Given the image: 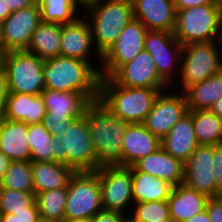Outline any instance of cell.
<instances>
[{
  "mask_svg": "<svg viewBox=\"0 0 222 222\" xmlns=\"http://www.w3.org/2000/svg\"><path fill=\"white\" fill-rule=\"evenodd\" d=\"M83 115L98 162L122 166L123 135L130 123L113 115L99 100L90 102Z\"/></svg>",
  "mask_w": 222,
  "mask_h": 222,
  "instance_id": "6da1fadb",
  "label": "cell"
},
{
  "mask_svg": "<svg viewBox=\"0 0 222 222\" xmlns=\"http://www.w3.org/2000/svg\"><path fill=\"white\" fill-rule=\"evenodd\" d=\"M45 88L59 92L76 91L90 102L99 98L100 73L88 62L57 56L44 61Z\"/></svg>",
  "mask_w": 222,
  "mask_h": 222,
  "instance_id": "7a4b0ae2",
  "label": "cell"
},
{
  "mask_svg": "<svg viewBox=\"0 0 222 222\" xmlns=\"http://www.w3.org/2000/svg\"><path fill=\"white\" fill-rule=\"evenodd\" d=\"M167 89L123 87L111 77H100L98 100L116 117L143 123L160 92Z\"/></svg>",
  "mask_w": 222,
  "mask_h": 222,
  "instance_id": "3957f363",
  "label": "cell"
},
{
  "mask_svg": "<svg viewBox=\"0 0 222 222\" xmlns=\"http://www.w3.org/2000/svg\"><path fill=\"white\" fill-rule=\"evenodd\" d=\"M82 12L89 23L94 46L101 56L134 18L132 0H95Z\"/></svg>",
  "mask_w": 222,
  "mask_h": 222,
  "instance_id": "277c9868",
  "label": "cell"
},
{
  "mask_svg": "<svg viewBox=\"0 0 222 222\" xmlns=\"http://www.w3.org/2000/svg\"><path fill=\"white\" fill-rule=\"evenodd\" d=\"M53 162L68 165L75 172H93L102 165L98 162L91 134L84 115L74 119L61 136H53Z\"/></svg>",
  "mask_w": 222,
  "mask_h": 222,
  "instance_id": "5b68a950",
  "label": "cell"
},
{
  "mask_svg": "<svg viewBox=\"0 0 222 222\" xmlns=\"http://www.w3.org/2000/svg\"><path fill=\"white\" fill-rule=\"evenodd\" d=\"M173 35L183 46L222 40V4H205L177 11Z\"/></svg>",
  "mask_w": 222,
  "mask_h": 222,
  "instance_id": "8992f818",
  "label": "cell"
},
{
  "mask_svg": "<svg viewBox=\"0 0 222 222\" xmlns=\"http://www.w3.org/2000/svg\"><path fill=\"white\" fill-rule=\"evenodd\" d=\"M221 70L222 40L187 44L182 49L178 80L171 88L183 92Z\"/></svg>",
  "mask_w": 222,
  "mask_h": 222,
  "instance_id": "52a82bcc",
  "label": "cell"
},
{
  "mask_svg": "<svg viewBox=\"0 0 222 222\" xmlns=\"http://www.w3.org/2000/svg\"><path fill=\"white\" fill-rule=\"evenodd\" d=\"M44 60L26 50L7 51L3 69L9 93L39 95L45 89Z\"/></svg>",
  "mask_w": 222,
  "mask_h": 222,
  "instance_id": "ba28073f",
  "label": "cell"
},
{
  "mask_svg": "<svg viewBox=\"0 0 222 222\" xmlns=\"http://www.w3.org/2000/svg\"><path fill=\"white\" fill-rule=\"evenodd\" d=\"M98 169L75 172L71 177L65 203V219L90 220L103 209Z\"/></svg>",
  "mask_w": 222,
  "mask_h": 222,
  "instance_id": "9c48e42d",
  "label": "cell"
},
{
  "mask_svg": "<svg viewBox=\"0 0 222 222\" xmlns=\"http://www.w3.org/2000/svg\"><path fill=\"white\" fill-rule=\"evenodd\" d=\"M98 177L103 209L120 212L128 216L134 203L132 167L102 165L98 169Z\"/></svg>",
  "mask_w": 222,
  "mask_h": 222,
  "instance_id": "30bf717a",
  "label": "cell"
},
{
  "mask_svg": "<svg viewBox=\"0 0 222 222\" xmlns=\"http://www.w3.org/2000/svg\"><path fill=\"white\" fill-rule=\"evenodd\" d=\"M183 45L173 32L147 30L144 50L154 58L159 76L172 87L178 80Z\"/></svg>",
  "mask_w": 222,
  "mask_h": 222,
  "instance_id": "8fae6325",
  "label": "cell"
},
{
  "mask_svg": "<svg viewBox=\"0 0 222 222\" xmlns=\"http://www.w3.org/2000/svg\"><path fill=\"white\" fill-rule=\"evenodd\" d=\"M146 33V27L133 18L102 56L100 77H111L122 65L133 60L144 50Z\"/></svg>",
  "mask_w": 222,
  "mask_h": 222,
  "instance_id": "7c38bea8",
  "label": "cell"
},
{
  "mask_svg": "<svg viewBox=\"0 0 222 222\" xmlns=\"http://www.w3.org/2000/svg\"><path fill=\"white\" fill-rule=\"evenodd\" d=\"M187 113L183 92L169 88L159 93L142 124L161 140Z\"/></svg>",
  "mask_w": 222,
  "mask_h": 222,
  "instance_id": "4fadbf2b",
  "label": "cell"
},
{
  "mask_svg": "<svg viewBox=\"0 0 222 222\" xmlns=\"http://www.w3.org/2000/svg\"><path fill=\"white\" fill-rule=\"evenodd\" d=\"M60 56L86 61L100 73L102 56L94 46L89 23L83 15L72 23L61 25Z\"/></svg>",
  "mask_w": 222,
  "mask_h": 222,
  "instance_id": "5bb4252c",
  "label": "cell"
},
{
  "mask_svg": "<svg viewBox=\"0 0 222 222\" xmlns=\"http://www.w3.org/2000/svg\"><path fill=\"white\" fill-rule=\"evenodd\" d=\"M41 22L37 2L12 12L1 22L0 47L5 51L26 50L32 34Z\"/></svg>",
  "mask_w": 222,
  "mask_h": 222,
  "instance_id": "9a60e30c",
  "label": "cell"
},
{
  "mask_svg": "<svg viewBox=\"0 0 222 222\" xmlns=\"http://www.w3.org/2000/svg\"><path fill=\"white\" fill-rule=\"evenodd\" d=\"M111 78L123 87L171 88L158 74L154 58L142 50L133 60L122 65Z\"/></svg>",
  "mask_w": 222,
  "mask_h": 222,
  "instance_id": "2e32d148",
  "label": "cell"
},
{
  "mask_svg": "<svg viewBox=\"0 0 222 222\" xmlns=\"http://www.w3.org/2000/svg\"><path fill=\"white\" fill-rule=\"evenodd\" d=\"M213 145H198L193 154L184 163L183 183L208 198L219 196L215 187L212 169Z\"/></svg>",
  "mask_w": 222,
  "mask_h": 222,
  "instance_id": "e0dca14e",
  "label": "cell"
},
{
  "mask_svg": "<svg viewBox=\"0 0 222 222\" xmlns=\"http://www.w3.org/2000/svg\"><path fill=\"white\" fill-rule=\"evenodd\" d=\"M133 17L147 30L173 32L176 21L174 0H132Z\"/></svg>",
  "mask_w": 222,
  "mask_h": 222,
  "instance_id": "ac0fdd59",
  "label": "cell"
},
{
  "mask_svg": "<svg viewBox=\"0 0 222 222\" xmlns=\"http://www.w3.org/2000/svg\"><path fill=\"white\" fill-rule=\"evenodd\" d=\"M161 147V140L142 123L129 124L123 135L122 166L132 167Z\"/></svg>",
  "mask_w": 222,
  "mask_h": 222,
  "instance_id": "d6986e66",
  "label": "cell"
},
{
  "mask_svg": "<svg viewBox=\"0 0 222 222\" xmlns=\"http://www.w3.org/2000/svg\"><path fill=\"white\" fill-rule=\"evenodd\" d=\"M132 167L136 171L164 179L174 186L182 184L184 181V163L172 157L162 147L141 158Z\"/></svg>",
  "mask_w": 222,
  "mask_h": 222,
  "instance_id": "ffe728a7",
  "label": "cell"
},
{
  "mask_svg": "<svg viewBox=\"0 0 222 222\" xmlns=\"http://www.w3.org/2000/svg\"><path fill=\"white\" fill-rule=\"evenodd\" d=\"M46 107V114L50 118L77 119L85 112L90 101L76 91L59 92L44 89L41 92Z\"/></svg>",
  "mask_w": 222,
  "mask_h": 222,
  "instance_id": "44dd1931",
  "label": "cell"
},
{
  "mask_svg": "<svg viewBox=\"0 0 222 222\" xmlns=\"http://www.w3.org/2000/svg\"><path fill=\"white\" fill-rule=\"evenodd\" d=\"M192 115L188 112L161 139V147L172 157L185 163L198 147Z\"/></svg>",
  "mask_w": 222,
  "mask_h": 222,
  "instance_id": "7402d4cb",
  "label": "cell"
},
{
  "mask_svg": "<svg viewBox=\"0 0 222 222\" xmlns=\"http://www.w3.org/2000/svg\"><path fill=\"white\" fill-rule=\"evenodd\" d=\"M46 107L41 94L8 93L5 99V119L25 124L42 123Z\"/></svg>",
  "mask_w": 222,
  "mask_h": 222,
  "instance_id": "603a6c76",
  "label": "cell"
},
{
  "mask_svg": "<svg viewBox=\"0 0 222 222\" xmlns=\"http://www.w3.org/2000/svg\"><path fill=\"white\" fill-rule=\"evenodd\" d=\"M28 124L4 119L0 123V151L11 161H31Z\"/></svg>",
  "mask_w": 222,
  "mask_h": 222,
  "instance_id": "cb8c5ba5",
  "label": "cell"
},
{
  "mask_svg": "<svg viewBox=\"0 0 222 222\" xmlns=\"http://www.w3.org/2000/svg\"><path fill=\"white\" fill-rule=\"evenodd\" d=\"M170 219L183 222L206 209L208 197L184 183L174 186L168 198Z\"/></svg>",
  "mask_w": 222,
  "mask_h": 222,
  "instance_id": "d4e9b609",
  "label": "cell"
},
{
  "mask_svg": "<svg viewBox=\"0 0 222 222\" xmlns=\"http://www.w3.org/2000/svg\"><path fill=\"white\" fill-rule=\"evenodd\" d=\"M75 171L57 162H32V179L35 195L53 189L67 188Z\"/></svg>",
  "mask_w": 222,
  "mask_h": 222,
  "instance_id": "484cf974",
  "label": "cell"
},
{
  "mask_svg": "<svg viewBox=\"0 0 222 222\" xmlns=\"http://www.w3.org/2000/svg\"><path fill=\"white\" fill-rule=\"evenodd\" d=\"M173 189L174 185L170 182L136 171L132 167V197L134 203L168 200Z\"/></svg>",
  "mask_w": 222,
  "mask_h": 222,
  "instance_id": "4316f807",
  "label": "cell"
},
{
  "mask_svg": "<svg viewBox=\"0 0 222 222\" xmlns=\"http://www.w3.org/2000/svg\"><path fill=\"white\" fill-rule=\"evenodd\" d=\"M183 94L188 111L209 110L222 98V70L199 83L188 86Z\"/></svg>",
  "mask_w": 222,
  "mask_h": 222,
  "instance_id": "83f0119b",
  "label": "cell"
},
{
  "mask_svg": "<svg viewBox=\"0 0 222 222\" xmlns=\"http://www.w3.org/2000/svg\"><path fill=\"white\" fill-rule=\"evenodd\" d=\"M61 24L41 21L34 30L26 51L42 60L60 56Z\"/></svg>",
  "mask_w": 222,
  "mask_h": 222,
  "instance_id": "f1b7e54d",
  "label": "cell"
},
{
  "mask_svg": "<svg viewBox=\"0 0 222 222\" xmlns=\"http://www.w3.org/2000/svg\"><path fill=\"white\" fill-rule=\"evenodd\" d=\"M199 145H222V119L210 110L188 111Z\"/></svg>",
  "mask_w": 222,
  "mask_h": 222,
  "instance_id": "f546056e",
  "label": "cell"
},
{
  "mask_svg": "<svg viewBox=\"0 0 222 222\" xmlns=\"http://www.w3.org/2000/svg\"><path fill=\"white\" fill-rule=\"evenodd\" d=\"M41 21L57 24H69L77 20L83 11L74 0H36Z\"/></svg>",
  "mask_w": 222,
  "mask_h": 222,
  "instance_id": "4dcf8cb0",
  "label": "cell"
},
{
  "mask_svg": "<svg viewBox=\"0 0 222 222\" xmlns=\"http://www.w3.org/2000/svg\"><path fill=\"white\" fill-rule=\"evenodd\" d=\"M27 142L31 151V162L53 161V136L42 124H28Z\"/></svg>",
  "mask_w": 222,
  "mask_h": 222,
  "instance_id": "1f68e13d",
  "label": "cell"
},
{
  "mask_svg": "<svg viewBox=\"0 0 222 222\" xmlns=\"http://www.w3.org/2000/svg\"><path fill=\"white\" fill-rule=\"evenodd\" d=\"M66 196L67 188L37 193L35 201L40 217L56 222H63L65 220Z\"/></svg>",
  "mask_w": 222,
  "mask_h": 222,
  "instance_id": "d6a6232c",
  "label": "cell"
},
{
  "mask_svg": "<svg viewBox=\"0 0 222 222\" xmlns=\"http://www.w3.org/2000/svg\"><path fill=\"white\" fill-rule=\"evenodd\" d=\"M0 188L34 192L31 161H10Z\"/></svg>",
  "mask_w": 222,
  "mask_h": 222,
  "instance_id": "836d02e7",
  "label": "cell"
},
{
  "mask_svg": "<svg viewBox=\"0 0 222 222\" xmlns=\"http://www.w3.org/2000/svg\"><path fill=\"white\" fill-rule=\"evenodd\" d=\"M128 222H162L170 219L168 201L133 203Z\"/></svg>",
  "mask_w": 222,
  "mask_h": 222,
  "instance_id": "e575fe53",
  "label": "cell"
},
{
  "mask_svg": "<svg viewBox=\"0 0 222 222\" xmlns=\"http://www.w3.org/2000/svg\"><path fill=\"white\" fill-rule=\"evenodd\" d=\"M35 202L34 192L0 188V214L26 211Z\"/></svg>",
  "mask_w": 222,
  "mask_h": 222,
  "instance_id": "d590c367",
  "label": "cell"
},
{
  "mask_svg": "<svg viewBox=\"0 0 222 222\" xmlns=\"http://www.w3.org/2000/svg\"><path fill=\"white\" fill-rule=\"evenodd\" d=\"M40 218L36 201L26 211L0 214V222H37Z\"/></svg>",
  "mask_w": 222,
  "mask_h": 222,
  "instance_id": "8d00e7d4",
  "label": "cell"
},
{
  "mask_svg": "<svg viewBox=\"0 0 222 222\" xmlns=\"http://www.w3.org/2000/svg\"><path fill=\"white\" fill-rule=\"evenodd\" d=\"M74 119H57L50 118L47 114L45 115L42 124L48 129L52 136H61L65 134L71 122Z\"/></svg>",
  "mask_w": 222,
  "mask_h": 222,
  "instance_id": "74e56055",
  "label": "cell"
},
{
  "mask_svg": "<svg viewBox=\"0 0 222 222\" xmlns=\"http://www.w3.org/2000/svg\"><path fill=\"white\" fill-rule=\"evenodd\" d=\"M212 169L213 179L216 189L220 192L222 189V145H213V163Z\"/></svg>",
  "mask_w": 222,
  "mask_h": 222,
  "instance_id": "f35d334b",
  "label": "cell"
},
{
  "mask_svg": "<svg viewBox=\"0 0 222 222\" xmlns=\"http://www.w3.org/2000/svg\"><path fill=\"white\" fill-rule=\"evenodd\" d=\"M91 222H128L125 214L102 209L97 212L91 219Z\"/></svg>",
  "mask_w": 222,
  "mask_h": 222,
  "instance_id": "ab89813d",
  "label": "cell"
},
{
  "mask_svg": "<svg viewBox=\"0 0 222 222\" xmlns=\"http://www.w3.org/2000/svg\"><path fill=\"white\" fill-rule=\"evenodd\" d=\"M206 210L211 222H222V198L219 196L208 198Z\"/></svg>",
  "mask_w": 222,
  "mask_h": 222,
  "instance_id": "60d3db41",
  "label": "cell"
},
{
  "mask_svg": "<svg viewBox=\"0 0 222 222\" xmlns=\"http://www.w3.org/2000/svg\"><path fill=\"white\" fill-rule=\"evenodd\" d=\"M205 4H222V0H174L176 12Z\"/></svg>",
  "mask_w": 222,
  "mask_h": 222,
  "instance_id": "b9f144b4",
  "label": "cell"
},
{
  "mask_svg": "<svg viewBox=\"0 0 222 222\" xmlns=\"http://www.w3.org/2000/svg\"><path fill=\"white\" fill-rule=\"evenodd\" d=\"M4 2L9 6V10L12 13L19 9L30 7L36 3V0H4Z\"/></svg>",
  "mask_w": 222,
  "mask_h": 222,
  "instance_id": "7bdbcfd3",
  "label": "cell"
},
{
  "mask_svg": "<svg viewBox=\"0 0 222 222\" xmlns=\"http://www.w3.org/2000/svg\"><path fill=\"white\" fill-rule=\"evenodd\" d=\"M8 83L4 69L0 71V98H6L8 95Z\"/></svg>",
  "mask_w": 222,
  "mask_h": 222,
  "instance_id": "ee69618b",
  "label": "cell"
},
{
  "mask_svg": "<svg viewBox=\"0 0 222 222\" xmlns=\"http://www.w3.org/2000/svg\"><path fill=\"white\" fill-rule=\"evenodd\" d=\"M10 159L0 151V183L2 182L6 170L8 169Z\"/></svg>",
  "mask_w": 222,
  "mask_h": 222,
  "instance_id": "f6af8a7d",
  "label": "cell"
},
{
  "mask_svg": "<svg viewBox=\"0 0 222 222\" xmlns=\"http://www.w3.org/2000/svg\"><path fill=\"white\" fill-rule=\"evenodd\" d=\"M183 222H211V220L207 210L205 209L204 211Z\"/></svg>",
  "mask_w": 222,
  "mask_h": 222,
  "instance_id": "bcb514c9",
  "label": "cell"
},
{
  "mask_svg": "<svg viewBox=\"0 0 222 222\" xmlns=\"http://www.w3.org/2000/svg\"><path fill=\"white\" fill-rule=\"evenodd\" d=\"M10 14L9 6L6 5L4 0H0V22H3Z\"/></svg>",
  "mask_w": 222,
  "mask_h": 222,
  "instance_id": "7dc6e473",
  "label": "cell"
},
{
  "mask_svg": "<svg viewBox=\"0 0 222 222\" xmlns=\"http://www.w3.org/2000/svg\"><path fill=\"white\" fill-rule=\"evenodd\" d=\"M209 110L222 119V98L217 100Z\"/></svg>",
  "mask_w": 222,
  "mask_h": 222,
  "instance_id": "c3c4849f",
  "label": "cell"
},
{
  "mask_svg": "<svg viewBox=\"0 0 222 222\" xmlns=\"http://www.w3.org/2000/svg\"><path fill=\"white\" fill-rule=\"evenodd\" d=\"M75 3L84 10L85 8L89 7L95 0H74Z\"/></svg>",
  "mask_w": 222,
  "mask_h": 222,
  "instance_id": "681fc988",
  "label": "cell"
},
{
  "mask_svg": "<svg viewBox=\"0 0 222 222\" xmlns=\"http://www.w3.org/2000/svg\"><path fill=\"white\" fill-rule=\"evenodd\" d=\"M5 99L0 98V123L5 119Z\"/></svg>",
  "mask_w": 222,
  "mask_h": 222,
  "instance_id": "f907efd6",
  "label": "cell"
},
{
  "mask_svg": "<svg viewBox=\"0 0 222 222\" xmlns=\"http://www.w3.org/2000/svg\"><path fill=\"white\" fill-rule=\"evenodd\" d=\"M4 54L5 51L0 47V71L3 69Z\"/></svg>",
  "mask_w": 222,
  "mask_h": 222,
  "instance_id": "816d5d0a",
  "label": "cell"
},
{
  "mask_svg": "<svg viewBox=\"0 0 222 222\" xmlns=\"http://www.w3.org/2000/svg\"><path fill=\"white\" fill-rule=\"evenodd\" d=\"M63 222H91L88 219H65Z\"/></svg>",
  "mask_w": 222,
  "mask_h": 222,
  "instance_id": "f5cc1de1",
  "label": "cell"
},
{
  "mask_svg": "<svg viewBox=\"0 0 222 222\" xmlns=\"http://www.w3.org/2000/svg\"><path fill=\"white\" fill-rule=\"evenodd\" d=\"M37 222H56V221H52V220H48V219H44L40 217Z\"/></svg>",
  "mask_w": 222,
  "mask_h": 222,
  "instance_id": "db71d44e",
  "label": "cell"
},
{
  "mask_svg": "<svg viewBox=\"0 0 222 222\" xmlns=\"http://www.w3.org/2000/svg\"><path fill=\"white\" fill-rule=\"evenodd\" d=\"M162 222H174V221L169 219V220H162Z\"/></svg>",
  "mask_w": 222,
  "mask_h": 222,
  "instance_id": "11a10c76",
  "label": "cell"
},
{
  "mask_svg": "<svg viewBox=\"0 0 222 222\" xmlns=\"http://www.w3.org/2000/svg\"><path fill=\"white\" fill-rule=\"evenodd\" d=\"M219 197L222 198V189H221V191L219 192Z\"/></svg>",
  "mask_w": 222,
  "mask_h": 222,
  "instance_id": "9f6ffc18",
  "label": "cell"
}]
</instances>
